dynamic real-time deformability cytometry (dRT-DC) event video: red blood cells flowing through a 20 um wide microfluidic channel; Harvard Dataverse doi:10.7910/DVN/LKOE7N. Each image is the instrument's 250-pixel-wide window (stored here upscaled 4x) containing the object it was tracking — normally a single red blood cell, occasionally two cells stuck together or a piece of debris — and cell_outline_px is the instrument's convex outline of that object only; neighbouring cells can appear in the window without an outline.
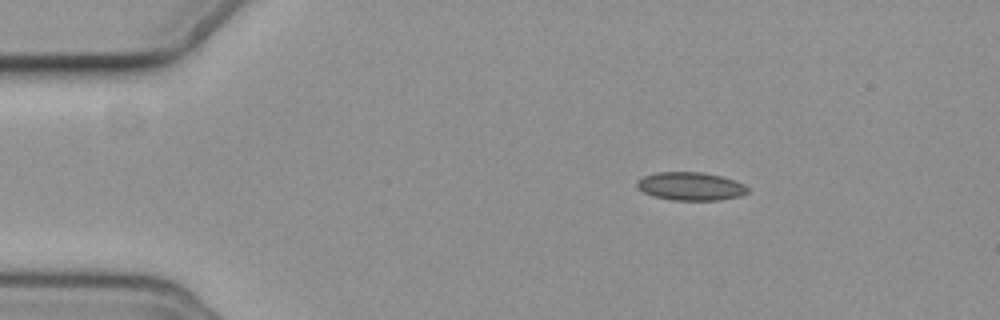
{"species": "common noctule bat (a hibernating species)", "species_latin": "Nyctalus noctula", "temperature_condition": "cold", "stored_images_in_passage": 3, "camera_frame_rate_fps": 3000, "um_per_image_px": 0.085, "animal": {"sex": "female", "body_mass_g": 19.3, "forearm_length_mm": 54.1}, "frame": {"image": 1, "passage_image": 1, "time_ms": 0.0, "image_size_px": [1000, 320], "cell_outline_px": [[748, 192], [740, 196], [720, 200], [672, 200], [652, 196], [644, 192], [636, 184], [636, 180], [644, 176], [656, 172], [704, 172], [720, 176], [744, 184], [748, 188]], "centroid_in_image_um": [58.69, 15.83], "position_along_channel_um": 26.3, "area_um2": 18.15}}